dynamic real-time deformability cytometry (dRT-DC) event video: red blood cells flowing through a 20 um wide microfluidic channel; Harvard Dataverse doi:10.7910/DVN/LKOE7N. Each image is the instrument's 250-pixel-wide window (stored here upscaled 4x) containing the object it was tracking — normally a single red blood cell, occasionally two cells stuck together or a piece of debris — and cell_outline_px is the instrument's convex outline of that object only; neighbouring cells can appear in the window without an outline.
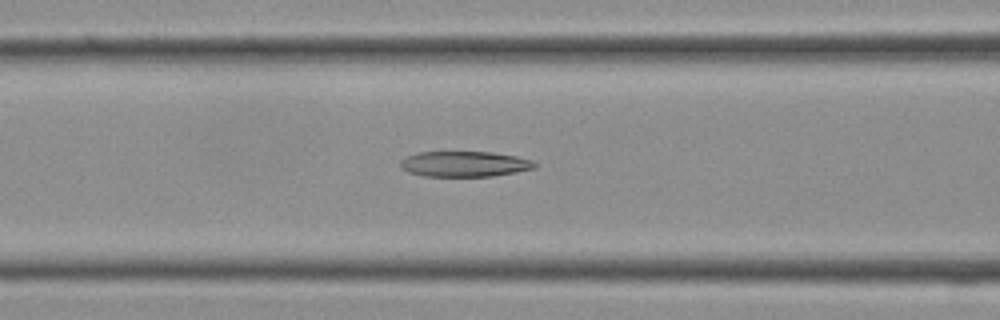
{"species": "Egyptian fruit bat (a non-hibernating species)", "species_latin": "Rousettus aegyptiacus", "temperature_condition": "cold", "stored_images_in_passage": 16, "camera_frame_rate_fps": 3000, "um_per_image_px": 0.085, "frame": {"image": 1, "passage_image": 8, "time_ms": 2.333, "image_size_px": [1000, 320], "cell_outline_px": [[536, 168], [516, 172], [492, 176], [424, 176], [408, 172], [400, 168], [400, 160], [416, 152], [492, 152], [516, 156], [532, 160], [536, 164]], "centroid_in_image_um": [39.47, 13.94], "position_along_channel_um": 127.1, "area_um2": 20.0}}
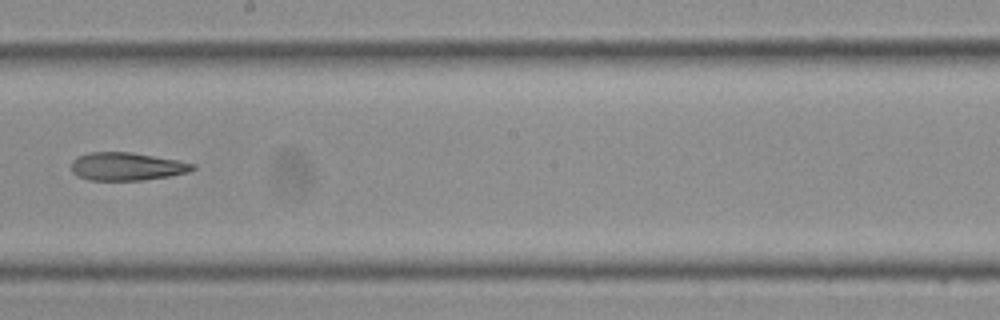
{"frame": {"image": 2, "passage_image": 13, "time_ms": 4.0, "image_size_px": [1000, 320], "cell_outline_px": [[196, 168], [188, 172], [168, 176], [144, 180], [88, 180], [76, 176], [72, 172], [72, 160], [76, 156], [88, 152], [132, 152], [176, 160], [196, 164]], "centroid_in_image_um": [10.74, 14.15], "position_along_channel_um": 237.5, "area_um2": 19.88}}
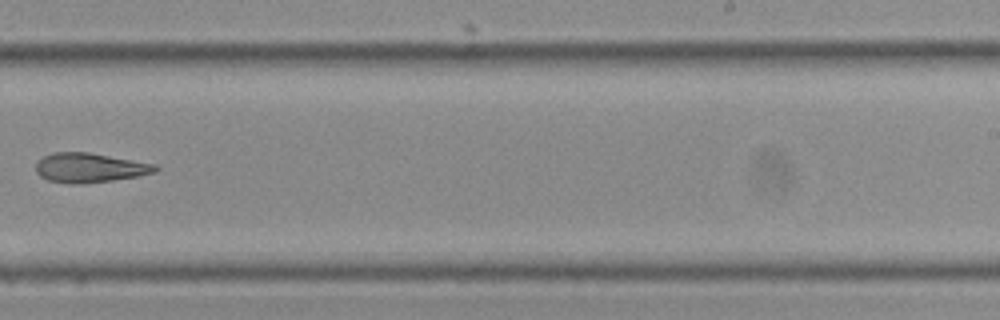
{"frame": {"image": 3, "passage_image": 15, "time_ms": 4.667, "image_size_px": [1000, 320], "cell_outline_px": [[160, 168], [156, 172], [140, 176], [112, 180], [80, 184], [68, 184], [48, 180], [40, 176], [36, 172], [36, 160], [52, 152], [88, 152], [156, 164]], "centroid_in_image_um": [7.62, 14.26], "position_along_channel_um": 281.4, "area_um2": 20.69}}